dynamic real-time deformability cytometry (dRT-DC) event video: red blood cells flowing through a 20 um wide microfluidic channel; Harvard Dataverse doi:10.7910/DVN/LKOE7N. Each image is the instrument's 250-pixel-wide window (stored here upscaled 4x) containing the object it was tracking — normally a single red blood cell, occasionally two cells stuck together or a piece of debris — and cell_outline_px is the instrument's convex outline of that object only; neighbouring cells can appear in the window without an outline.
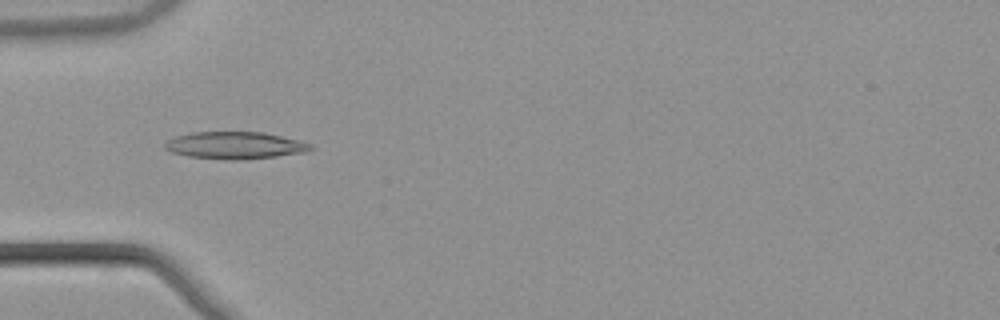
{"species": "common noctule bat (a hibernating species)", "species_latin": "Nyctalus noctula", "temperature_condition": "warm", "stored_images_in_passage": 53, "camera_frame_rate_fps": 3000, "um_per_image_px": 0.085, "animal": {"sex": "male", "body_mass_g": 21.5, "forearm_length_mm": 52.0}, "frame": {"image": 1, "passage_image": 17, "time_ms": 5.333, "image_size_px": [1000, 320], "cell_outline_px": [[316, 148], [308, 152], [276, 156], [240, 160], [228, 160], [188, 156], [172, 152], [164, 148], [164, 144], [168, 140], [176, 136], [192, 132], [264, 132], [312, 144]], "centroid_in_image_um": [19.99, 12.36], "position_along_channel_um": 65.0, "area_um2": 23.06}}
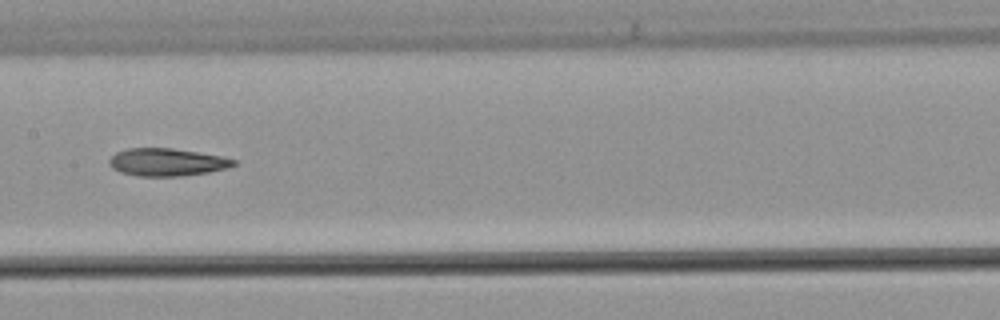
{"frame": {"image": 2, "passage_image": 27, "time_ms": 8.667, "image_size_px": [1000, 320], "cell_outline_px": [[236, 164], [228, 168], [208, 172], [184, 176], [136, 176], [120, 172], [112, 168], [108, 164], [108, 160], [116, 152], [128, 148], [172, 148], [220, 156], [236, 160]], "centroid_in_image_um": [14.15, 13.79], "position_along_channel_um": 193.2, "area_um2": 20.06}}
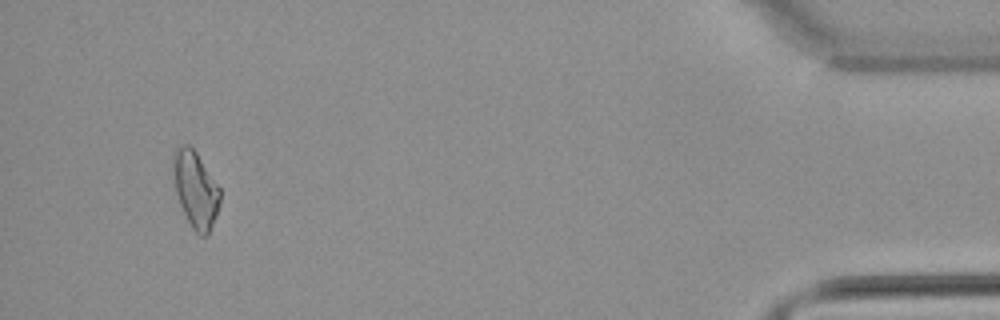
{"frame": {"image": 3, "passage_image": 50, "time_ms": 16.333, "image_size_px": [1000, 320], "cell_outline_px": [[220, 200], [216, 216], [208, 232], [204, 236], [200, 236], [192, 228], [180, 204], [176, 192], [172, 168], [172, 156], [176, 148], [184, 144], [188, 144], [196, 152], [220, 188]], "centroid_in_image_um": [16.6, 16.07], "position_along_channel_um": 418.6, "area_um2": 20.58}, "authors_computed_cell_mechanics": {"area_um2": 20.5768, "velocity_mm_per_s": 3.8801, "shape_relaxation_time_tau1_ms": null, "shape_relaxation_time_tau2_ms": 9.5239, "deformation_change_tau1": null, "deformation_change_tau2": 0.2234}}